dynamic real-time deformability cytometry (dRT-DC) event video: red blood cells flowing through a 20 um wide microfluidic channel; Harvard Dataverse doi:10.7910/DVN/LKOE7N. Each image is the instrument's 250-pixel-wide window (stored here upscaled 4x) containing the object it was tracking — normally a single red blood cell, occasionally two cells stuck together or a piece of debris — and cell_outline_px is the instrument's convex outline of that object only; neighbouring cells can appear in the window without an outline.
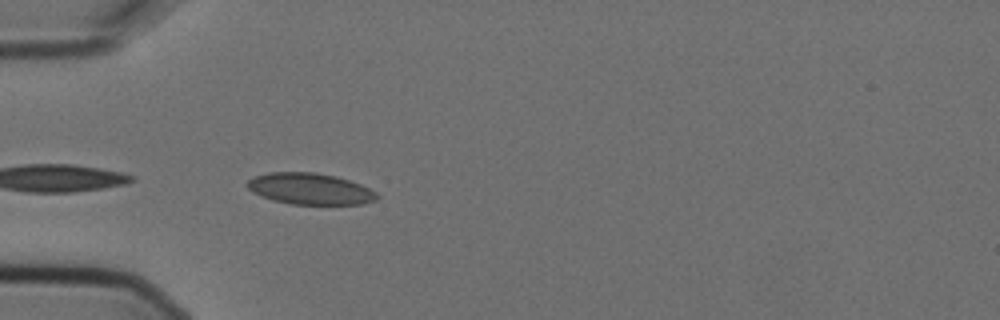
{"species": "Egyptian fruit bat (a non-hibernating species)", "species_latin": "Rousettus aegyptiacus", "temperature_condition": "cold", "stored_images_in_passage": 6, "camera_frame_rate_fps": 3000, "um_per_image_px": 0.085, "animal": {"sex": "female"}, "frame": {"image": 1, "passage_image": 6, "time_ms": 1.667, "image_size_px": [1000, 320], "cell_outline_px": [[380, 196], [376, 200], [364, 204], [292, 204], [272, 200], [252, 192], [244, 184], [248, 180], [256, 176], [268, 172], [316, 172], [336, 176], [360, 184], [376, 192]], "centroid_in_image_um": [26.35, 16.05], "position_along_channel_um": 58.7, "area_um2": 23.76}}